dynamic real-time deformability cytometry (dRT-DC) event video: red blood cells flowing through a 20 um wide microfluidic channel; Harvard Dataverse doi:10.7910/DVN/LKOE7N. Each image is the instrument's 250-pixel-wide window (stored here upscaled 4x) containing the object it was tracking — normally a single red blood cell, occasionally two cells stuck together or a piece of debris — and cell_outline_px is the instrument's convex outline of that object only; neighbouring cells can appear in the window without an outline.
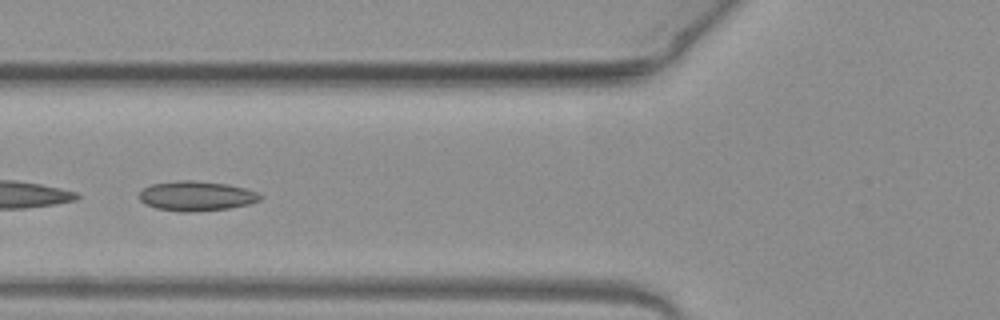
{"species": "common noctule bat (a hibernating species)", "species_latin": "Nyctalus noctula", "temperature_condition": "warm", "stored_images_in_passage": 34, "camera_frame_rate_fps": 3000, "um_per_image_px": 0.085, "animal": {"sex": "female", "body_mass_g": 19.3, "forearm_length_mm": 54.1}, "frame": {"image": 1, "passage_image": 4, "time_ms": 1.0, "image_size_px": [1000, 320], "cell_outline_px": [[264, 196], [260, 200], [248, 204], [228, 208], [192, 212], [180, 212], [156, 208], [144, 204], [136, 196], [144, 188], [152, 184], [180, 180], [192, 180], [224, 184], [244, 188], [256, 192]], "centroid_in_image_um": [16.65, 16.67], "position_along_channel_um": 109.2, "area_um2": 20.92}}
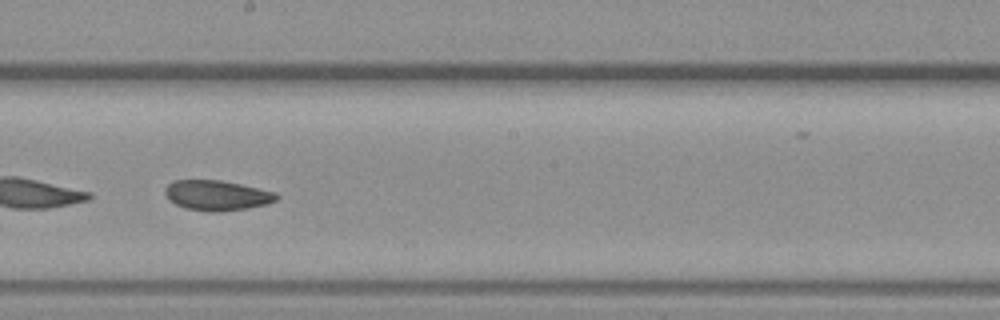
{"frame": {"image": 2, "passage_image": 13, "time_ms": 4.0, "image_size_px": [1000, 320], "cell_outline_px": [[280, 196], [276, 200], [268, 204], [248, 208], [220, 212], [208, 212], [184, 208], [168, 200], [164, 192], [164, 188], [168, 184], [176, 180], [220, 180], [240, 184], [276, 192]], "centroid_in_image_um": [18.43, 16.61], "position_along_channel_um": 229.8, "area_um2": 19.77}}
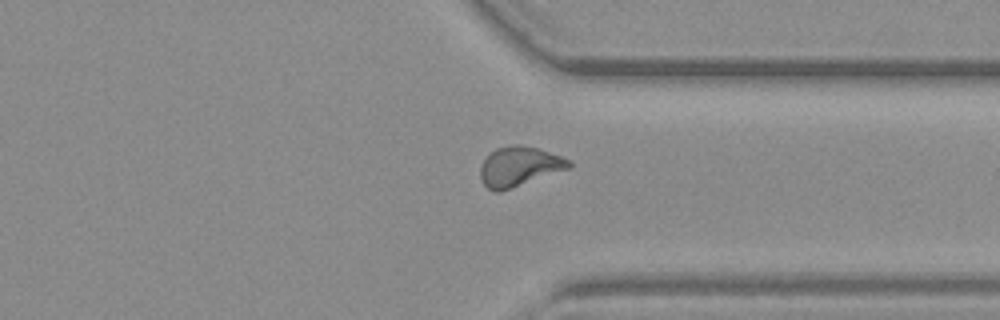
{"frame": {"image": 3, "passage_image": 22, "time_ms": 7.0, "image_size_px": [1000, 320], "cell_outline_px": [[572, 168], [500, 192], [496, 192], [488, 188], [484, 184], [480, 176], [480, 164], [496, 148], [512, 144], [520, 144], [536, 148], [572, 160]], "centroid_in_image_um": [44.16, 14.16], "position_along_channel_um": 367.2, "area_um2": 20.58}, "authors_computed_cell_mechanics": {"area_um2": 20.1144, "velocity_mm_per_s": 4.0099, "shape_relaxation_time_tau1_ms": 3.7735, "shape_relaxation_time_tau2_ms": 2.6379, "deformation_change_tau1": 0.0734, "deformation_change_tau2": 0.0624}}